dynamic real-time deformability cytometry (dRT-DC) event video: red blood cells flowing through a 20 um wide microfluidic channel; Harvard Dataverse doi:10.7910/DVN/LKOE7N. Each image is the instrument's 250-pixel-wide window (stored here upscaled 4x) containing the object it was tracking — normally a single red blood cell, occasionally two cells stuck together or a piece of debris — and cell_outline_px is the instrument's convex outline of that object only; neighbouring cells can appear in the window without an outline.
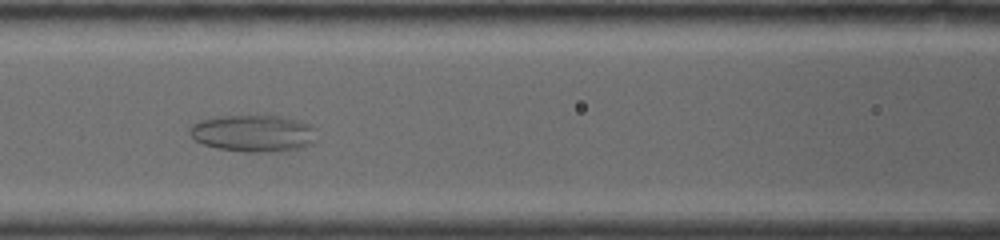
{"species": "common noctule bat (a hibernating species)", "species_latin": "Nyctalus noctula", "temperature_condition": "warm", "stored_images_in_passage": 21, "camera_frame_rate_fps": 4500, "um_per_image_px": 0.085, "animal": {"sex": "female", "body_mass_g": 19.0, "forearm_length_mm": 53.3}, "frame": {"image": 1, "passage_image": 15, "time_ms": 4.889, "image_size_px": [1000, 240], "cell_outline_px": [[316, 140], [304, 148], [272, 152], [244, 152], [216, 148], [204, 144], [196, 140], [188, 132], [188, 128], [192, 124], [200, 120], [212, 116], [280, 116], [296, 120], [308, 124], [316, 128]], "centroid_in_image_um": [21.53, 11.34], "position_along_channel_um": 145.1, "area_um2": 27.57}}
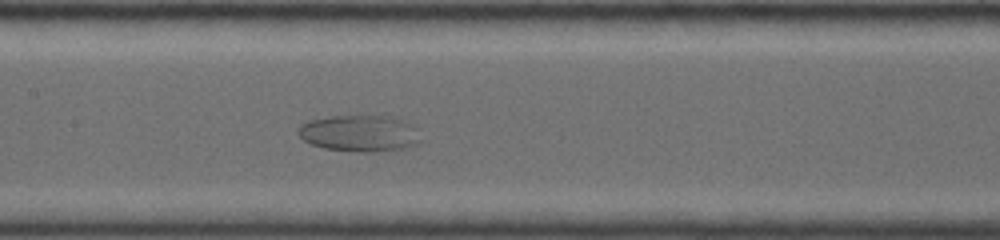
{"frame": {"image": 2, "passage_image": 18, "time_ms": 5.778, "image_size_px": [1000, 240], "cell_outline_px": [[424, 140], [416, 144], [404, 148], [372, 152], [356, 152], [324, 148], [312, 144], [304, 140], [296, 132], [300, 124], [308, 120], [332, 116], [392, 116], [404, 120], [412, 124], [416, 128]], "centroid_in_image_um": [30.59, 11.33], "position_along_channel_um": 176.8, "area_um2": 26.36}}